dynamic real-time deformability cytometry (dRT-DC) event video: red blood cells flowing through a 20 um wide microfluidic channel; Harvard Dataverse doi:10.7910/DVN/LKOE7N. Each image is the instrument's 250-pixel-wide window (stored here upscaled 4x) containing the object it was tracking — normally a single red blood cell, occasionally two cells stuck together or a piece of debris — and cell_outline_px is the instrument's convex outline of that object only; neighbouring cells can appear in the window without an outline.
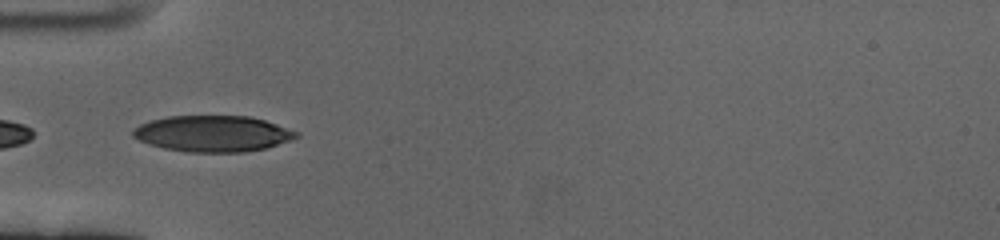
{"species": "human", "species_latin": "Homo sapiens", "temperature_condition": "cold", "stored_images_in_passage": 41, "camera_frame_rate_fps": 3000, "um_per_image_px": 0.085, "donor": {"sex": "female"}, "frame": {"image": 1, "passage_image": 1, "time_ms": 0.0, "image_size_px": [1000, 240], "cell_outline_px": [[300, 136], [268, 148], [244, 152], [188, 152], [164, 148], [148, 144], [132, 136], [132, 132], [140, 124], [152, 120], [168, 116], [248, 116], [264, 120], [300, 132]], "centroid_in_image_um": [18.11, 11.36], "position_along_channel_um": 66.9, "area_um2": 34.33}}
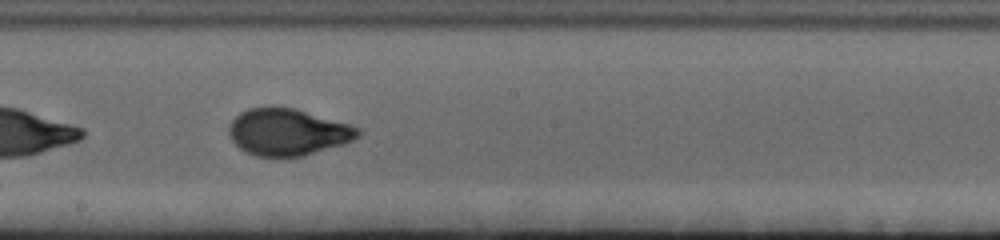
{"frame": {"image": 2, "passage_image": 15, "time_ms": 4.667, "image_size_px": [1000, 240], "cell_outline_px": [[360, 136], [344, 144], [304, 156], [256, 156], [244, 152], [232, 140], [228, 132], [228, 128], [232, 120], [240, 112], [248, 108], [292, 108], [348, 124], [360, 128]], "centroid_in_image_um": [24.44, 11.25], "position_along_channel_um": 223.8, "area_um2": 34.74}}
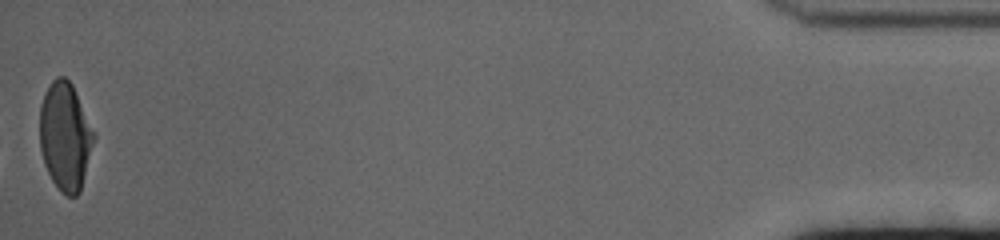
{"frame": {"image": 3, "passage_image": 41, "time_ms": 13.333, "image_size_px": [1000, 240], "cell_outline_px": [[96, 136], [80, 192], [76, 196], [68, 196], [60, 192], [52, 180], [44, 164], [40, 148], [40, 104], [44, 92], [52, 80], [56, 76], [64, 76], [72, 84], [96, 132]], "centroid_in_image_um": [5.55, 11.57], "position_along_channel_um": 429.6, "area_um2": 34.51}, "authors_computed_cell_mechanics": {"area_um2": 34.6222, "velocity_mm_per_s": 3.3774, "shape_relaxation_time_tau1_ms": 3.9696, "shape_relaxation_time_tau2_ms": null, "deformation_change_tau1": 0.1881, "deformation_change_tau2": null}}